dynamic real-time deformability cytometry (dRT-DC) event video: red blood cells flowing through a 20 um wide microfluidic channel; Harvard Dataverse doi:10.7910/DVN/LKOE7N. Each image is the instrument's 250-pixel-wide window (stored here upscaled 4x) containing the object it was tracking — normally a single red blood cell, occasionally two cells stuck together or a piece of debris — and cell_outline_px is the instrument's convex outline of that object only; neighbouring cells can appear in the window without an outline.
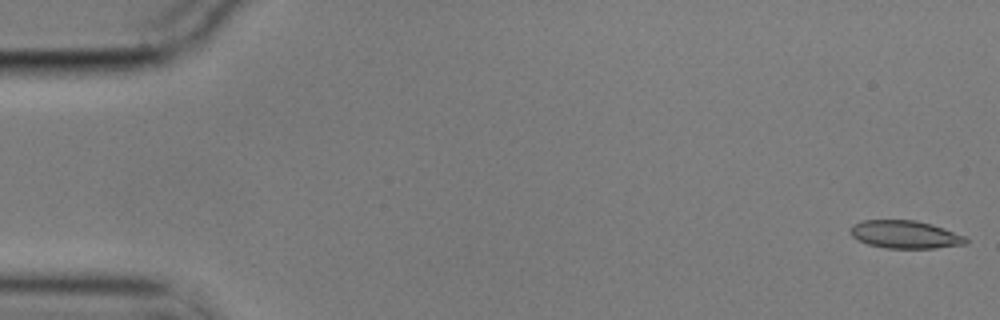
{"species": "common noctule bat (a hibernating species)", "species_latin": "Nyctalus noctula", "temperature_condition": "cold", "stored_images_in_passage": 56, "camera_frame_rate_fps": 3000, "um_per_image_px": 0.085, "animal": {"sex": "male", "body_mass_g": 17.9}, "frame": {"image": 1, "passage_image": 1, "time_ms": 0.0, "image_size_px": [1000, 320], "cell_outline_px": [[968, 240], [964, 244], [936, 248], [884, 248], [868, 244], [852, 236], [852, 224], [864, 220], [916, 220], [932, 224], [944, 228], [964, 236]], "centroid_in_image_um": [76.94, 19.93], "position_along_channel_um": 8.1, "area_um2": 18.55}}
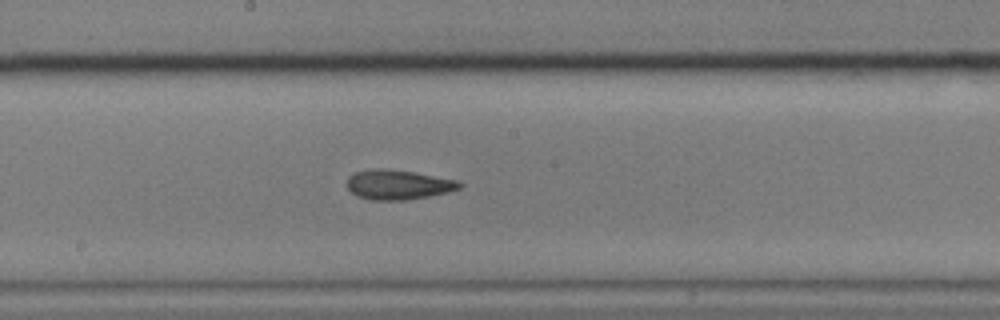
{"frame": {"image": 2, "passage_image": 30, "time_ms": 9.667, "image_size_px": [1000, 320], "cell_outline_px": [[464, 184], [460, 188], [448, 192], [428, 196], [404, 200], [368, 200], [356, 196], [344, 184], [348, 176], [356, 172], [380, 168], [412, 172], [460, 180]], "centroid_in_image_um": [33.83, 15.7], "position_along_channel_um": 214.4, "area_um2": 19.54}}
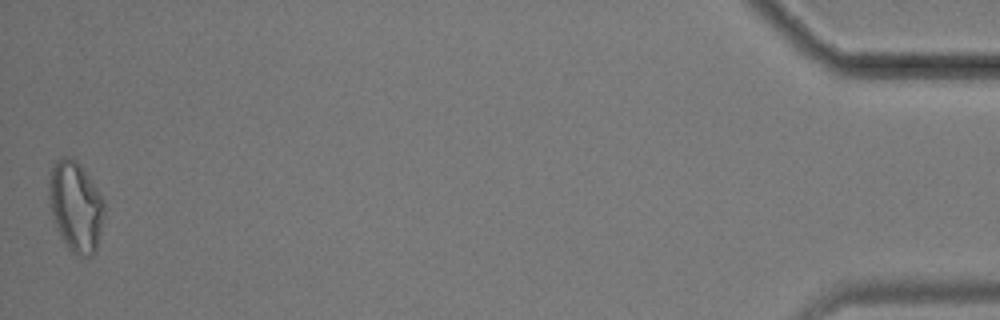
{"frame": {"image": 3, "passage_image": 56, "time_ms": 18.333, "image_size_px": [1000, 320], "cell_outline_px": [[104, 216], [96, 252], [92, 256], [80, 256], [72, 252], [68, 248], [56, 228], [48, 196], [48, 184], [52, 168], [56, 160], [60, 156], [68, 156], [76, 160], [80, 164], [104, 200]], "centroid_in_image_um": [6.43, 17.55], "position_along_channel_um": 428.8, "area_um2": 29.07}, "authors_computed_cell_mechanics": {"area_um2": 19.1607, "velocity_mm_per_s": 3.5281, "shape_relaxation_time_tau1_ms": 4.7605, "shape_relaxation_time_tau2_ms": 3.712, "deformation_change_tau1": 0.1374, "deformation_change_tau2": 0.0943}}